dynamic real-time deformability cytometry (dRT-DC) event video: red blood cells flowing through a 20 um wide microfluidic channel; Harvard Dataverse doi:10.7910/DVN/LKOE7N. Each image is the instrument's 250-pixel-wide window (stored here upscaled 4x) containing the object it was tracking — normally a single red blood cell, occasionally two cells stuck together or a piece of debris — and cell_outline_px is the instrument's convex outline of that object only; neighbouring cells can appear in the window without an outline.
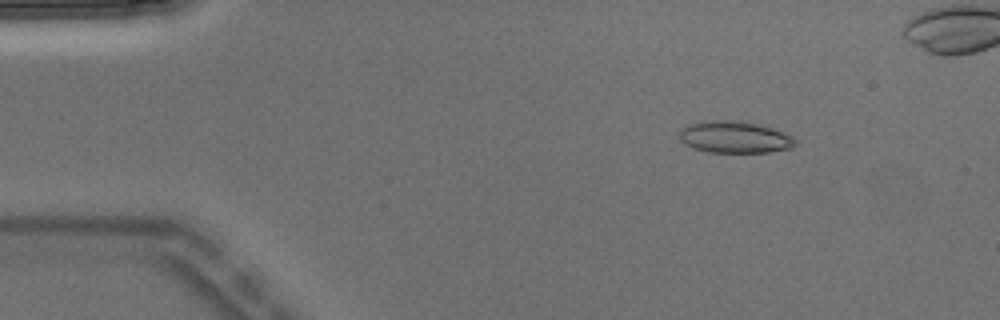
{"species": "Egyptian fruit bat (a non-hibernating species)", "species_latin": "Rousettus aegyptiacus", "temperature_condition": "warm", "stored_images_in_passage": 4, "camera_frame_rate_fps": 3000, "um_per_image_px": 0.085, "animal": {"sex": "male"}, "frame": {"image": 1, "passage_image": 1, "time_ms": 0.0, "image_size_px": [1000, 320], "cell_outline_px": [[796, 144], [792, 148], [768, 152], [708, 152], [692, 148], [684, 144], [680, 140], [680, 128], [688, 124], [700, 120], [740, 120], [772, 128], [792, 136], [796, 140]], "centroid_in_image_um": [62.4, 11.64], "position_along_channel_um": 22.6, "area_um2": 21.73}}